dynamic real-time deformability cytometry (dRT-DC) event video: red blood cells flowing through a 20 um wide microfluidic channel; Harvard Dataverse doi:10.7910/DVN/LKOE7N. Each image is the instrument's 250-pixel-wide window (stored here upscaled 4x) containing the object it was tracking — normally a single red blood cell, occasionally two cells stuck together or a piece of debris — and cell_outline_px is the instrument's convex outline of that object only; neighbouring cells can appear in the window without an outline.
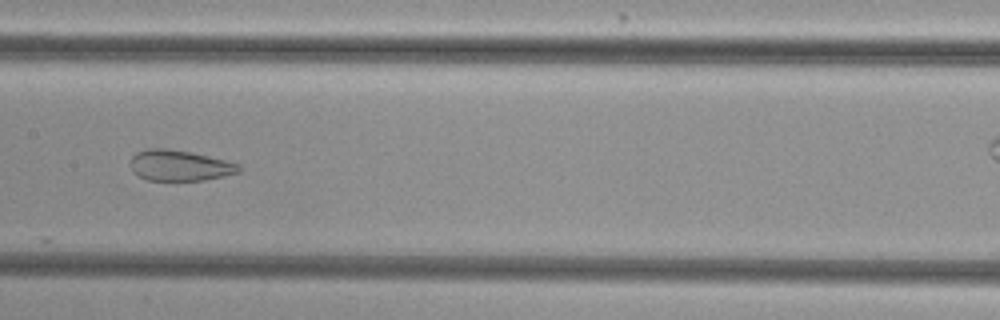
{"species": "common noctule bat (a hibernating species)", "species_latin": "Nyctalus noctula", "temperature_condition": "cold", "stored_images_in_passage": 29, "camera_frame_rate_fps": 3000, "um_per_image_px": 0.085, "animal": {"sex": "female", "body_mass_g": 29.2, "forearm_length_mm": 56.3}, "frame": {"image": 1, "passage_image": 12, "time_ms": 3.667, "image_size_px": [1000, 320], "cell_outline_px": [[240, 172], [224, 176], [204, 180], [148, 180], [132, 172], [132, 156], [136, 152], [148, 148], [168, 148], [192, 152], [240, 164]], "centroid_in_image_um": [15.27, 14.06], "position_along_channel_um": 192.1, "area_um2": 19.36}}
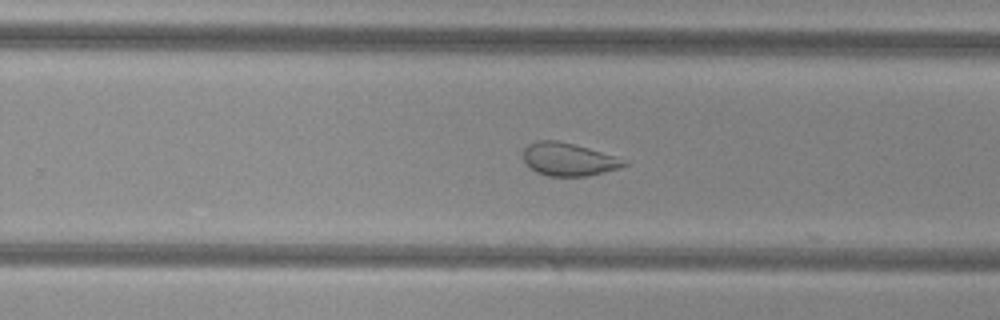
{"frame": {"image": 2, "passage_image": 19, "time_ms": 6.0, "image_size_px": [1000, 320], "cell_outline_px": [[628, 164], [620, 168], [588, 176], [548, 176], [536, 172], [528, 168], [524, 160], [524, 148], [528, 144], [540, 140], [556, 140], [588, 148], [616, 156], [628, 160]], "centroid_in_image_um": [48.33, 13.55], "position_along_channel_um": 281.5, "area_um2": 19.42}}
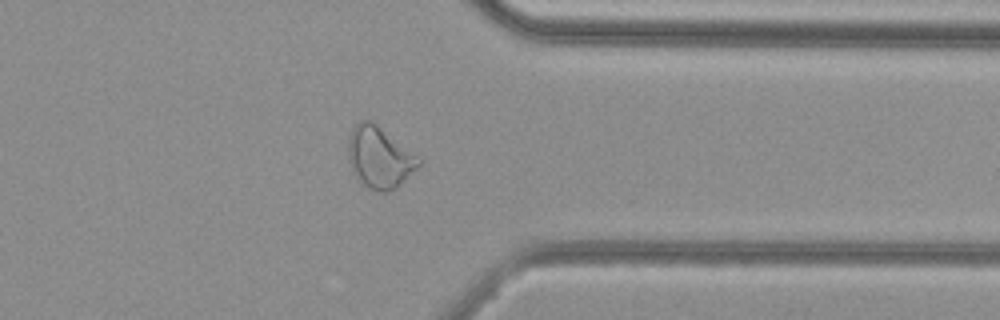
{"frame": {"image": 3, "passage_image": 27, "time_ms": 8.667, "image_size_px": [1000, 320], "cell_outline_px": [[420, 164], [396, 188], [388, 192], [380, 192], [368, 188], [352, 172], [348, 160], [348, 140], [352, 128], [360, 120], [372, 120], [420, 160]], "centroid_in_image_um": [32.19, 13.38], "position_along_channel_um": 379.2, "area_um2": 24.68}}